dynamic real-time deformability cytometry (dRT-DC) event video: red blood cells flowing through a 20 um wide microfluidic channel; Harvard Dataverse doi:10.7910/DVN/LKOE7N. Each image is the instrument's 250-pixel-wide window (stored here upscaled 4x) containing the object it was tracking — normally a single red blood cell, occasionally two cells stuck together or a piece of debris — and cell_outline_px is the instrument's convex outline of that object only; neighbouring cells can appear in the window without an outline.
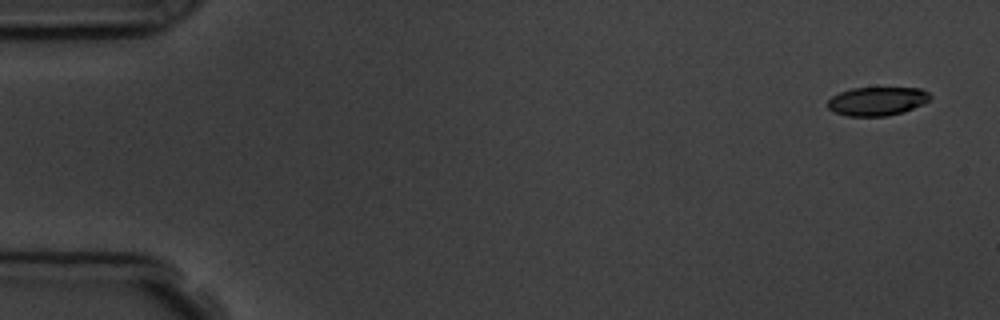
{"species": "common noctule bat (a hibernating species)", "species_latin": "Nyctalus noctula", "temperature_condition": "room temperature", "stored_images_in_passage": 4, "camera_frame_rate_fps": 3000, "um_per_image_px": 0.085, "animal": {"sex": "male", "body_mass_g": 19.5, "forearm_length_mm": 54.6}, "frame": {"image": 1, "passage_image": 1, "time_ms": 0.0, "image_size_px": [1000, 320], "cell_outline_px": [[932, 96], [924, 104], [904, 112], [884, 116], [848, 116], [832, 112], [828, 108], [828, 100], [832, 96], [840, 92], [852, 88], [920, 88], [928, 92]], "centroid_in_image_um": [74.55, 8.6], "position_along_channel_um": 10.4, "area_um2": 17.17}}
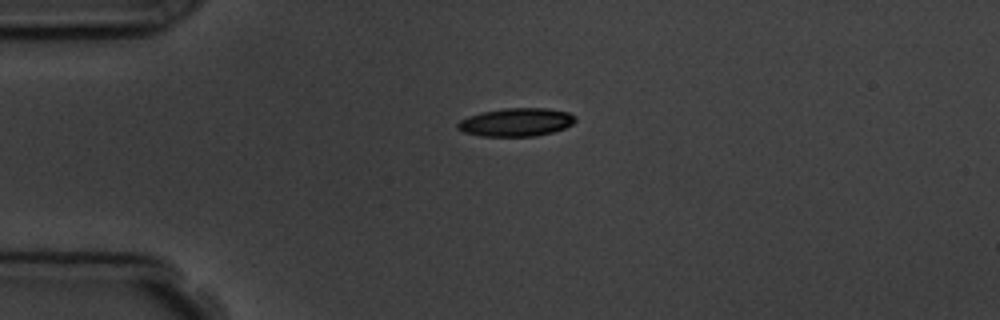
{"frame": {"image": 2, "passage_image": 4, "time_ms": 3.667, "image_size_px": [1000, 320], "cell_outline_px": [[576, 120], [572, 124], [564, 128], [552, 132], [536, 136], [480, 136], [464, 132], [456, 128], [456, 124], [460, 120], [468, 116], [480, 112], [504, 108], [548, 108], [568, 112], [576, 116]], "centroid_in_image_um": [43.86, 10.38], "position_along_channel_um": 41.1, "area_um2": 19.48}}